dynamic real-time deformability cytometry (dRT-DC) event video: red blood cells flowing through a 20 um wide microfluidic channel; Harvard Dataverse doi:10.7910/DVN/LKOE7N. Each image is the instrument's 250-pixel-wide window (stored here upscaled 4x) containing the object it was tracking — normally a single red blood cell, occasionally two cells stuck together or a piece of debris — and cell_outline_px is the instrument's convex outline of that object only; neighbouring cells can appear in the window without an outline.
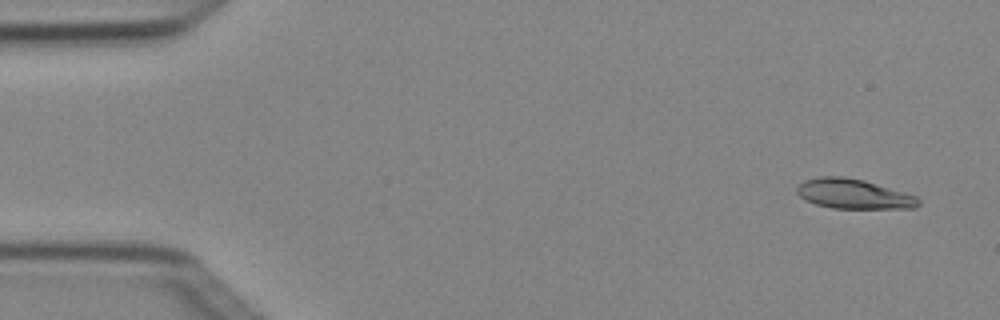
{"species": "Egyptian fruit bat (a non-hibernating species)", "species_latin": "Rousettus aegyptiacus", "temperature_condition": "cold", "stored_images_in_passage": 4, "camera_frame_rate_fps": 3000, "um_per_image_px": 0.085, "animal": {"sex": "female"}, "frame": {"image": 1, "passage_image": 1, "time_ms": 0.0, "image_size_px": [1000, 320], "cell_outline_px": [[920, 204], [916, 208], [832, 208], [816, 204], [804, 200], [796, 192], [796, 188], [804, 180], [820, 176], [844, 176], [864, 180], [904, 192], [916, 196], [920, 200]], "centroid_in_image_um": [72.54, 16.48], "position_along_channel_um": 12.5, "area_um2": 21.1}}
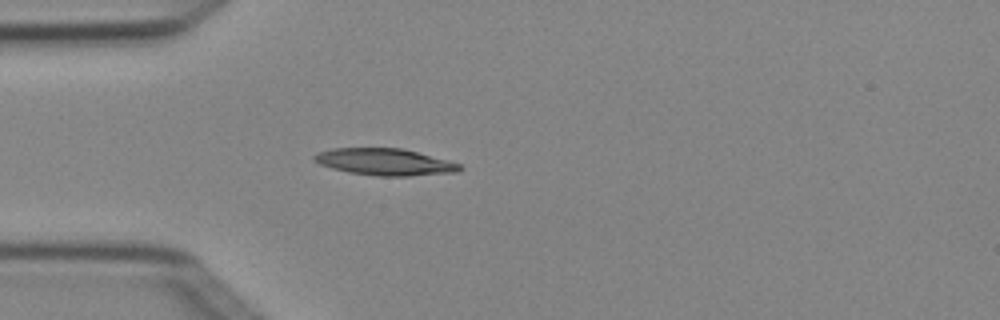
{"frame": {"image": 2, "passage_image": 4, "time_ms": 1.0, "image_size_px": [1000, 320], "cell_outline_px": [[464, 168], [456, 172], [408, 176], [376, 176], [348, 172], [332, 168], [320, 164], [312, 160], [312, 156], [316, 152], [332, 148], [404, 148], [448, 160], [460, 164]], "centroid_in_image_um": [32.68, 13.76], "position_along_channel_um": 52.3, "area_um2": 22.89}}